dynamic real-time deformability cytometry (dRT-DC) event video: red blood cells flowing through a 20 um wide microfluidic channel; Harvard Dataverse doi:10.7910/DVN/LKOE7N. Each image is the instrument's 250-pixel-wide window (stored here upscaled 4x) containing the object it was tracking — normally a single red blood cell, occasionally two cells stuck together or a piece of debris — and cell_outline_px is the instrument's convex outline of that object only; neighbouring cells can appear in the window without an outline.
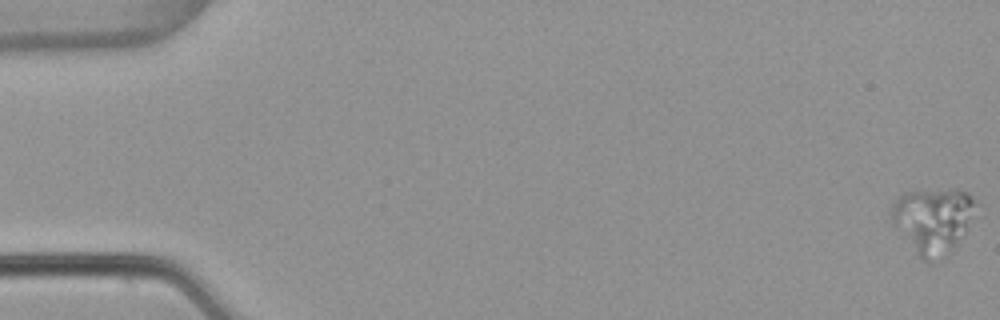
{"species": "common noctule bat (a hibernating species)", "species_latin": "Nyctalus noctula", "temperature_condition": "warm", "stored_images_in_passage": 56, "camera_frame_rate_fps": 3000, "um_per_image_px": 0.085, "animal": {"sex": "female", "body_mass_g": 22.7, "forearm_length_mm": 54.2}, "frame": {"image": 1, "passage_image": 1, "time_ms": 0.0, "image_size_px": [1000, 320], "cell_outline_px": [[980, 204], [964, 232], [956, 244], [932, 264], [928, 264], [920, 260], [892, 224], [888, 216], [892, 204], [904, 192], [956, 188], [968, 192]], "centroid_in_image_um": [79.28, 18.71], "position_along_channel_um": 5.7, "area_um2": 32.83}}
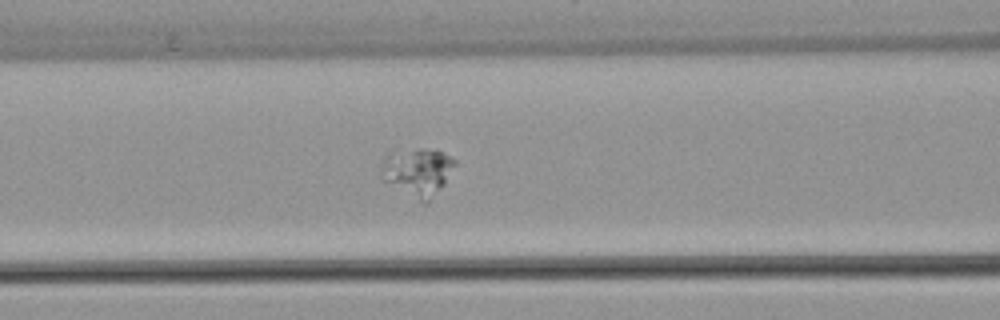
{"frame": {"image": 2, "passage_image": 24, "time_ms": 7.667, "image_size_px": [1000, 320], "cell_outline_px": [[456, 164], [444, 184], [428, 204], [424, 204], [384, 180], [380, 176], [380, 168], [384, 156], [388, 152], [420, 148], [424, 148], [440, 152], [456, 160]], "centroid_in_image_um": [35.47, 14.61], "position_along_channel_um": 131.1, "area_um2": 20.58}}
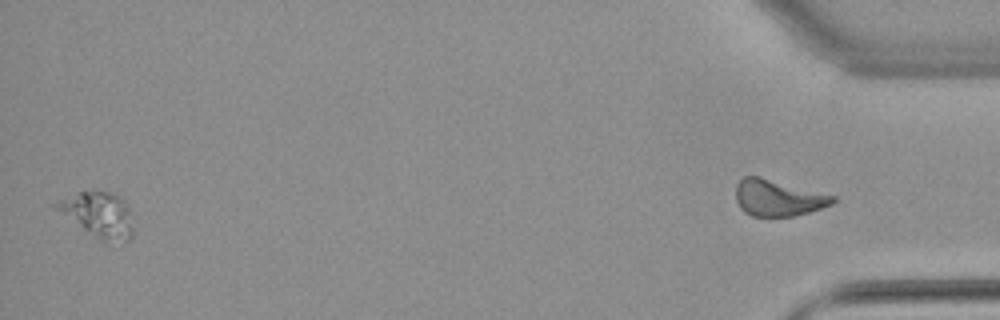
{"frame": {"image": 3, "passage_image": 55, "time_ms": 18.0, "image_size_px": [1000, 320], "cell_outline_px": [[132, 236], [124, 244], [104, 244], [56, 208], [52, 204], [56, 200], [76, 192], [112, 192], [120, 196], [124, 200], [128, 212], [132, 228]], "centroid_in_image_um": [8.38, 18.29], "position_along_channel_um": 426.8, "area_um2": 20.11}}